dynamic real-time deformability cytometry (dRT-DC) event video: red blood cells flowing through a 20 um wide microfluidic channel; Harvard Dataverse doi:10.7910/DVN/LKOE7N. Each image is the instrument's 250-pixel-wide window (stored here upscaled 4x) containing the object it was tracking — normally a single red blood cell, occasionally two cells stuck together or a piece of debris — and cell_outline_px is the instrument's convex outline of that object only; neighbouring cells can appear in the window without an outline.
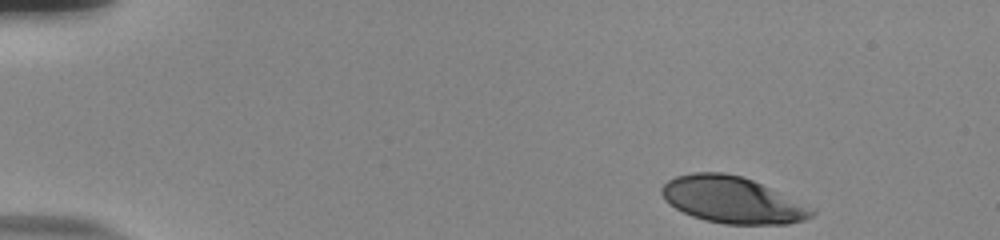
{"species": "human", "species_latin": "Homo sapiens", "temperature_condition": "room temperature", "stored_images_in_passage": 49, "camera_frame_rate_fps": 3000, "um_per_image_px": 0.085, "donor": {"sex": "male"}, "frame": {"image": 1, "passage_image": 1, "time_ms": 0.0, "image_size_px": [1000, 240], "cell_outline_px": [[816, 212], [812, 216], [804, 220], [788, 224], [724, 224], [704, 220], [692, 216], [668, 204], [664, 200], [660, 192], [660, 188], [668, 180], [676, 176], [696, 172], [720, 172], [740, 176], [752, 180], [816, 208]], "centroid_in_image_um": [62.25, 17.0], "position_along_channel_um": 22.7, "area_um2": 40.75}}
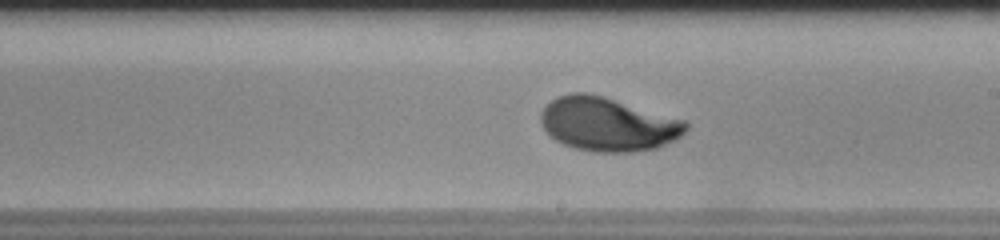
{"frame": {"image": 2, "passage_image": 27, "time_ms": 8.667, "image_size_px": [1000, 240], "cell_outline_px": [[688, 128], [680, 136], [656, 148], [632, 152], [596, 152], [576, 148], [564, 144], [556, 140], [544, 128], [540, 120], [540, 112], [556, 96], [572, 92], [584, 92], [604, 96], [684, 120], [688, 124]], "centroid_in_image_um": [51.65, 10.54], "position_along_channel_um": 237.4, "area_um2": 45.14}}
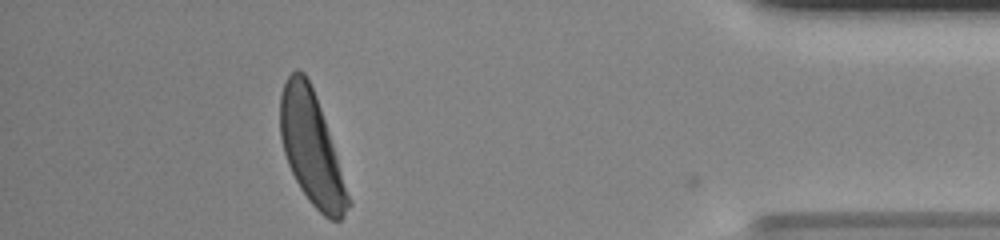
{"frame": {"image": 3, "passage_image": 44, "time_ms": 14.333, "image_size_px": [1000, 240], "cell_outline_px": [[352, 204], [344, 216], [340, 220], [332, 220], [324, 216], [308, 200], [300, 188], [288, 164], [284, 152], [280, 136], [280, 96], [284, 84], [288, 76], [296, 68], [304, 72], [316, 96]], "centroid_in_image_um": [26.45, 12.61], "position_along_channel_um": 408.7, "area_um2": 43.58}, "authors_computed_cell_mechanics": {"area_um2": 43.8124, "velocity_mm_per_s": 3.7575, "shape_relaxation_time_tau1_ms": 2.7887, "shape_relaxation_time_tau2_ms": null, "deformation_change_tau1": 0.177, "deformation_change_tau2": null}}